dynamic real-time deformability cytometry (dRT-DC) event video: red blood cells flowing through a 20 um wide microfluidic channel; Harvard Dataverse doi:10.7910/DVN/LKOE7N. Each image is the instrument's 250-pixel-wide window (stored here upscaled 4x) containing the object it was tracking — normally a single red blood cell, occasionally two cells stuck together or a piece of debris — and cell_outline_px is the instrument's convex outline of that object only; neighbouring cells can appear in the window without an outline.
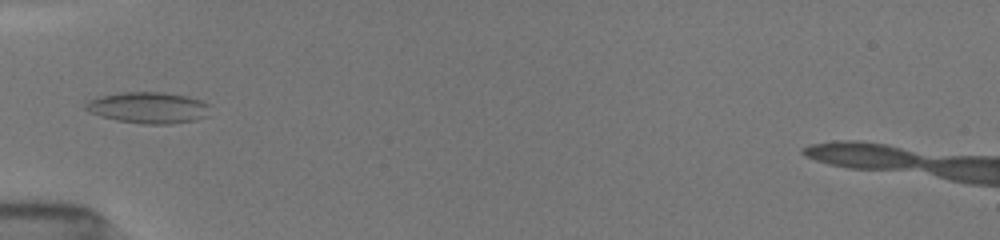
{"species": "common noctule bat (a hibernating species)", "species_latin": "Nyctalus noctula", "temperature_condition": "room temperature", "stored_images_in_passage": 27, "camera_frame_rate_fps": 3000, "um_per_image_px": 0.085, "animal": {"sex": "female", "body_mass_g": 19.5, "forearm_length_mm": 54.1}, "frame": {"image": 1, "passage_image": 12, "time_ms": 4.667, "image_size_px": [1000, 240], "cell_outline_px": [[208, 116], [196, 120], [168, 124], [144, 124], [116, 120], [100, 116], [88, 112], [84, 108], [84, 104], [88, 100], [100, 96], [120, 92], [164, 92], [188, 96], [200, 100], [208, 104]], "centroid_in_image_um": [12.58, 9.15], "position_along_channel_um": 72.4, "area_um2": 22.83}}
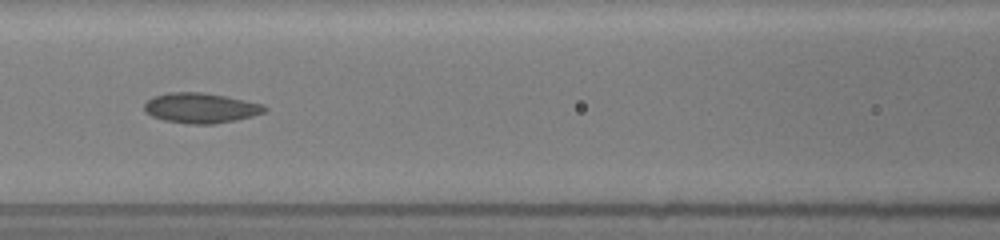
{"frame": {"image": 2, "passage_image": 18, "time_ms": 6.667, "image_size_px": [1000, 240], "cell_outline_px": [[268, 108], [264, 112], [252, 116], [236, 120], [216, 124], [184, 124], [164, 120], [152, 116], [144, 112], [144, 104], [152, 96], [168, 92], [200, 92], [224, 96], [264, 104]], "centroid_in_image_um": [17.03, 9.18], "position_along_channel_um": 149.6, "area_um2": 21.27}}
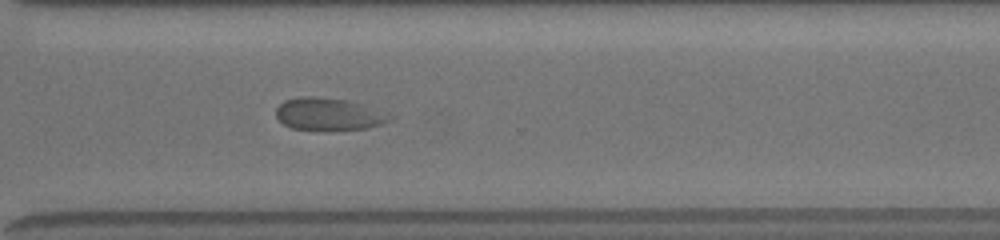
{"frame": {"image": 3, "passage_image": 27, "time_ms": 11.667, "image_size_px": [1000, 240], "cell_outline_px": [[396, 116], [392, 120], [380, 124], [364, 128], [292, 128], [284, 124], [276, 116], [276, 108], [284, 100], [300, 96], [312, 96], [348, 100], [364, 104]], "centroid_in_image_um": [27.96, 9.65], "position_along_channel_um": 342.6, "area_um2": 20.98}}